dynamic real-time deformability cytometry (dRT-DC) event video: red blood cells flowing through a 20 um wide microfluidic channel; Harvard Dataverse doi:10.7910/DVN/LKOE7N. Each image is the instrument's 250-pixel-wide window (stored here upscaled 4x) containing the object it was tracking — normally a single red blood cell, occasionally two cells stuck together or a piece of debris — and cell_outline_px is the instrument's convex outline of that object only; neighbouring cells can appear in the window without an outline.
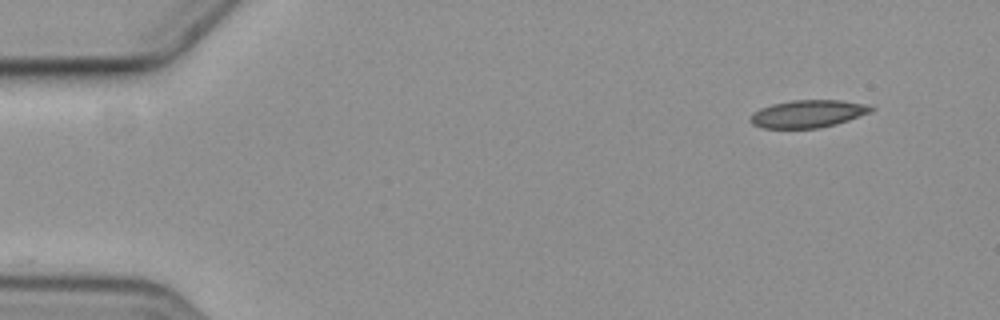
{"species": "common noctule bat (a hibernating species)", "species_latin": "Nyctalus noctula", "temperature_condition": "cold", "stored_images_in_passage": 54, "camera_frame_rate_fps": 3000, "um_per_image_px": 0.085, "animal": {"sex": "female", "body_mass_g": 19.3, "forearm_length_mm": 54.1}, "frame": {"image": 1, "passage_image": 1, "time_ms": 0.0, "image_size_px": [1000, 320], "cell_outline_px": [[876, 108], [872, 112], [836, 124], [820, 128], [760, 128], [752, 124], [748, 120], [752, 112], [760, 108], [772, 104], [792, 100], [840, 100], [872, 104]], "centroid_in_image_um": [68.69, 9.67], "position_along_channel_um": 16.3, "area_um2": 19.77}}
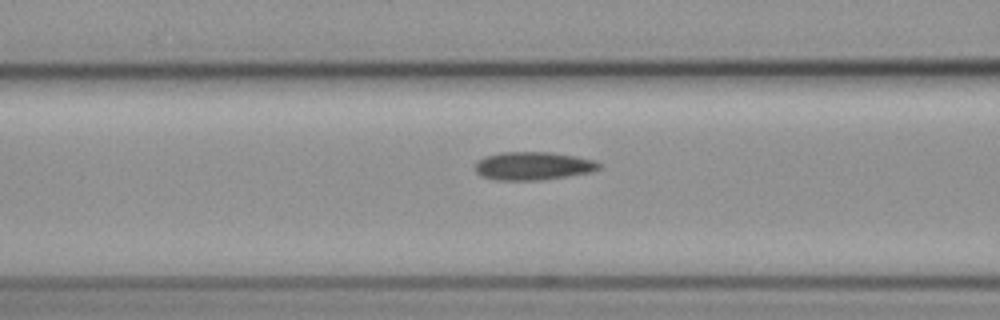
{"frame": {"image": 2, "passage_image": 19, "time_ms": 6.0, "image_size_px": [1000, 320], "cell_outline_px": [[600, 168], [592, 172], [540, 180], [496, 180], [480, 176], [476, 172], [476, 160], [484, 156], [500, 152], [552, 152], [576, 156], [596, 160], [600, 164]], "centroid_in_image_um": [45.3, 14.09], "position_along_channel_um": 121.3, "area_um2": 20.52}}
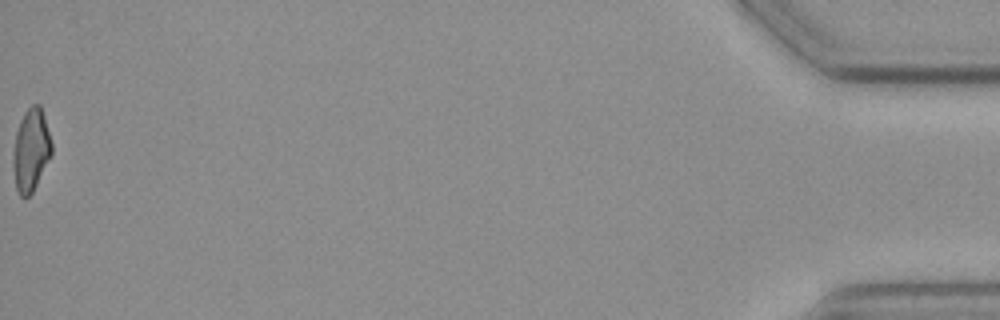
{"frame": {"image": 3, "passage_image": 54, "time_ms": 17.667, "image_size_px": [1000, 320], "cell_outline_px": [[52, 152], [32, 192], [28, 196], [20, 196], [16, 188], [12, 160], [12, 152], [16, 132], [20, 120], [24, 112], [32, 104], [40, 104], [44, 116], [52, 144]], "centroid_in_image_um": [2.61, 12.72], "position_along_channel_um": 432.6, "area_um2": 18.32}, "authors_computed_cell_mechanics": {"area_um2": 19.4208, "velocity_mm_per_s": 3.5873, "shape_relaxation_time_tau1_ms": 7.0613, "shape_relaxation_time_tau2_ms": 10.3968, "deformation_change_tau1": 0.1435, "deformation_change_tau2": 0.2007}}